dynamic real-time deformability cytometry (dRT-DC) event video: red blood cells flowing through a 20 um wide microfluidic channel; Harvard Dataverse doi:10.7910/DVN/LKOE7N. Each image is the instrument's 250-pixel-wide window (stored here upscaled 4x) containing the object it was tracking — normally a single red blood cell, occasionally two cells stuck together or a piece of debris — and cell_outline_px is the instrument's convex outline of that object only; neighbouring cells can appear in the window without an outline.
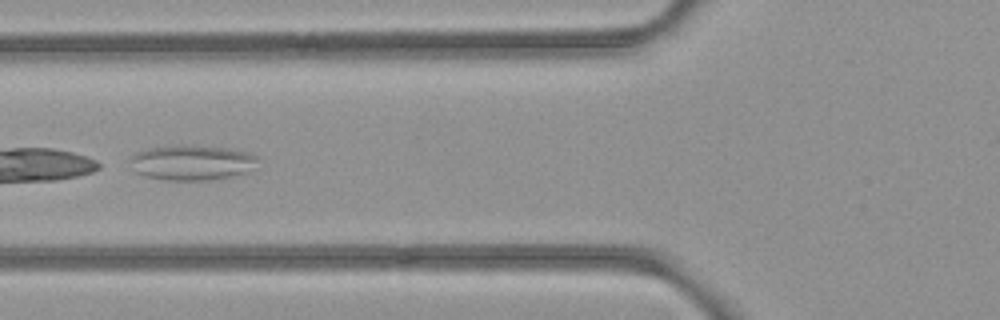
{"species": "common noctule bat (a hibernating species)", "species_latin": "Nyctalus noctula", "temperature_condition": "room temperature", "stored_images_in_passage": 5, "camera_frame_rate_fps": 3000, "um_per_image_px": 0.085, "animal": {"sex": "female", "body_mass_g": 21.9}, "frame": {"image": 1, "passage_image": 5, "time_ms": 1.333, "image_size_px": [1000, 320], "cell_outline_px": [[256, 160], [244, 172], [232, 176], [212, 180], [164, 180], [144, 176], [136, 172], [128, 160], [136, 152], [152, 148], [176, 144], [192, 144], [224, 148], [252, 152], [256, 156]], "centroid_in_image_um": [16.24, 13.8], "position_along_channel_um": 109.6, "area_um2": 26.13}}